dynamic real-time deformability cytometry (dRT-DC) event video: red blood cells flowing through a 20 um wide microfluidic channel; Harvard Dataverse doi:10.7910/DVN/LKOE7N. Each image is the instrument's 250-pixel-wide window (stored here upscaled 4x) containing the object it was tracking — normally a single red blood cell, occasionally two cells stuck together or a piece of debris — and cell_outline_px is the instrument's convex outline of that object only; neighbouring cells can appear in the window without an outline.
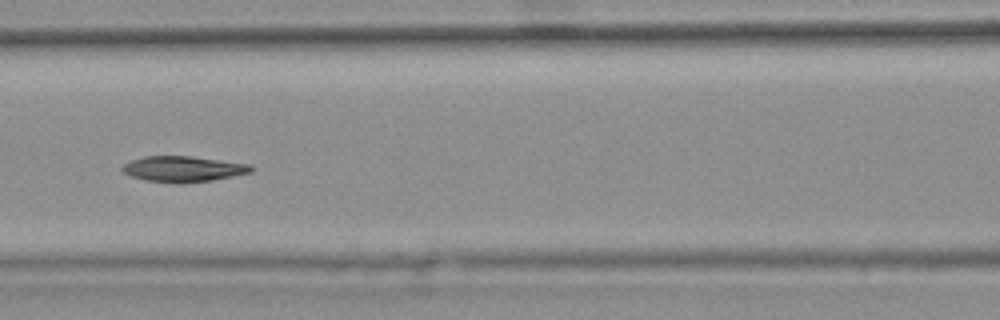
{"species": "common noctule bat (a hibernating species)", "species_latin": "Nyctalus noctula", "temperature_condition": "warm", "stored_images_in_passage": 9, "camera_frame_rate_fps": 3000, "um_per_image_px": 0.085, "animal": {"sex": "female", "body_mass_g": 25.1}, "frame": {"image": 1, "passage_image": 6, "time_ms": 1.667, "image_size_px": [1000, 320], "cell_outline_px": [[256, 168], [252, 172], [212, 180], [144, 180], [132, 176], [124, 172], [120, 168], [124, 164], [132, 160], [144, 156], [192, 156], [252, 164]], "centroid_in_image_um": [15.64, 14.3], "position_along_channel_um": 151.0, "area_um2": 18.5}}